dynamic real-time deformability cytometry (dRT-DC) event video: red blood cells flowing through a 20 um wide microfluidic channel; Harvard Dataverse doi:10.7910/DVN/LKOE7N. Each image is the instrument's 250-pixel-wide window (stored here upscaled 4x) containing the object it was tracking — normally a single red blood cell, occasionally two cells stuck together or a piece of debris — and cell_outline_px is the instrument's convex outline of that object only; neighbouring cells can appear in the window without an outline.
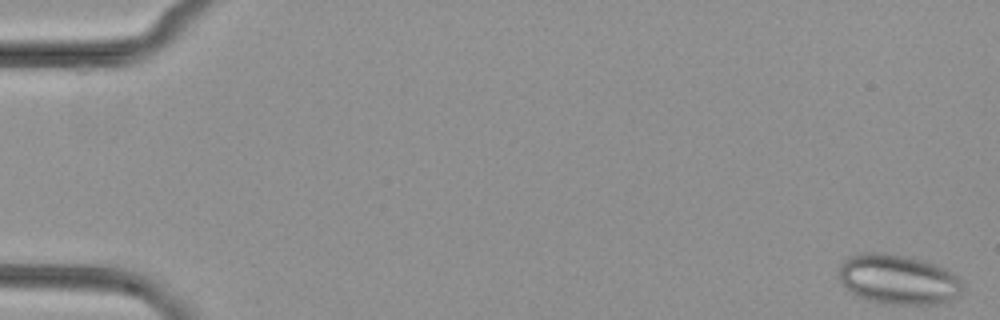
{"species": "common noctule bat (a hibernating species)", "species_latin": "Nyctalus noctula", "temperature_condition": "cold", "stored_images_in_passage": 53, "camera_frame_rate_fps": 3000, "um_per_image_px": 0.085, "animal": {"sex": "female", "body_mass_g": 29.2, "forearm_length_mm": 56.3}, "frame": {"image": 1, "passage_image": 1, "time_ms": 0.0, "image_size_px": [1000, 320], "cell_outline_px": [[964, 292], [960, 296], [944, 304], [888, 304], [868, 300], [856, 296], [836, 276], [840, 264], [848, 256], [860, 252], [880, 252], [904, 256], [936, 264], [944, 268], [956, 276], [964, 284]], "centroid_in_image_um": [76.36, 23.76], "position_along_channel_um": 8.6, "area_um2": 36.41}}
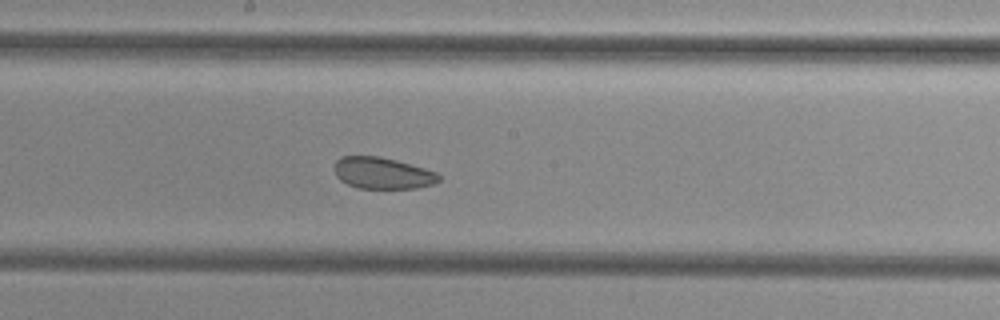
{"frame": {"image": 2, "passage_image": 29, "time_ms": 9.333, "image_size_px": [1000, 320], "cell_outline_px": [[440, 180], [436, 184], [416, 188], [360, 188], [348, 184], [340, 180], [336, 176], [332, 168], [336, 160], [340, 156], [380, 156], [396, 160], [424, 168], [436, 172], [440, 176]], "centroid_in_image_um": [32.49, 14.71], "position_along_channel_um": 215.7, "area_um2": 19.36}}
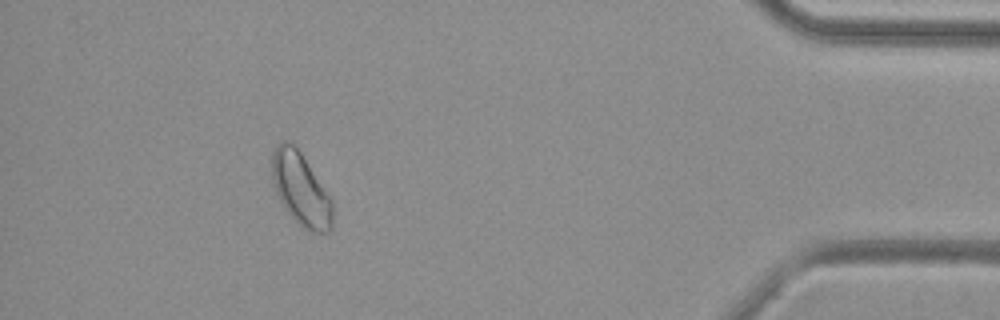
{"frame": {"image": 3, "passage_image": 48, "time_ms": 15.667, "image_size_px": [1000, 320], "cell_outline_px": [[332, 228], [328, 232], [316, 232], [304, 228], [284, 208], [272, 184], [272, 152], [276, 144], [284, 140], [288, 140], [300, 152], [332, 200]], "centroid_in_image_um": [25.54, 16.06], "position_along_channel_um": 409.7, "area_um2": 25.32}}